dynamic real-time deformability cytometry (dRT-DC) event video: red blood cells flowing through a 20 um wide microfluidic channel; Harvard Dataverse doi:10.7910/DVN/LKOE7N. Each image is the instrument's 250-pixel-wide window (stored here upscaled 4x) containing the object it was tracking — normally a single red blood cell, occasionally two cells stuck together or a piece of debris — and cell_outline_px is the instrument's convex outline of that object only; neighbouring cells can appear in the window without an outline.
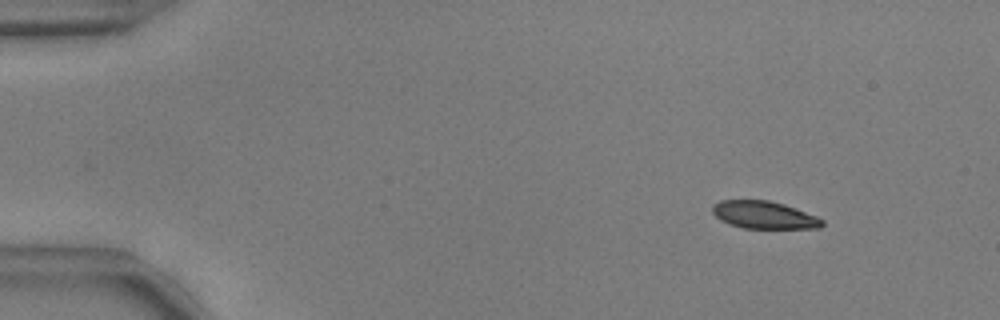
{"species": "common noctule bat (a hibernating species)", "species_latin": "Nyctalus noctula", "temperature_condition": "warm", "stored_images_in_passage": 54, "camera_frame_rate_fps": 3000, "um_per_image_px": 0.085, "animal": {"sex": "male", "body_mass_g": 17.9, "forearm_length_mm": 54.2}, "frame": {"image": 1, "passage_image": 6, "time_ms": 1.667, "image_size_px": [1000, 320], "cell_outline_px": [[824, 224], [820, 228], [744, 228], [720, 220], [712, 212], [712, 204], [720, 200], [768, 200], [784, 204], [816, 216], [824, 220]], "centroid_in_image_um": [64.94, 18.26], "position_along_channel_um": 20.1, "area_um2": 17.51}}
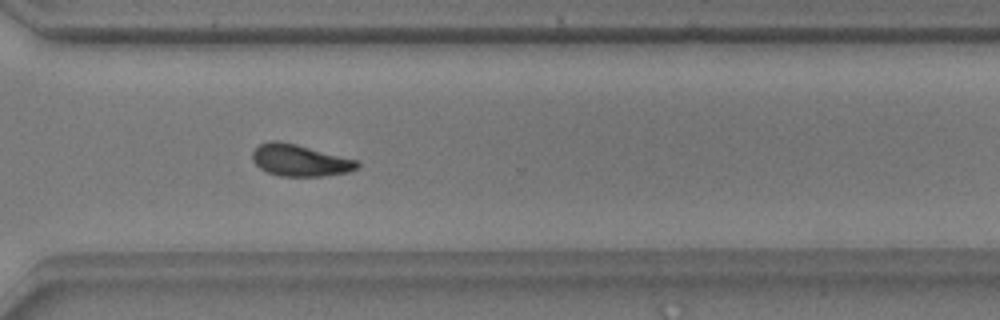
{"frame": {"image": 2, "passage_image": 40, "time_ms": 13.0, "image_size_px": [1000, 320], "cell_outline_px": [[360, 164], [356, 168], [348, 172], [324, 176], [280, 176], [268, 172], [260, 168], [252, 160], [252, 152], [260, 144], [272, 140], [280, 140], [360, 160]], "centroid_in_image_um": [25.51, 13.62], "position_along_channel_um": 345.1, "area_um2": 19.48}}
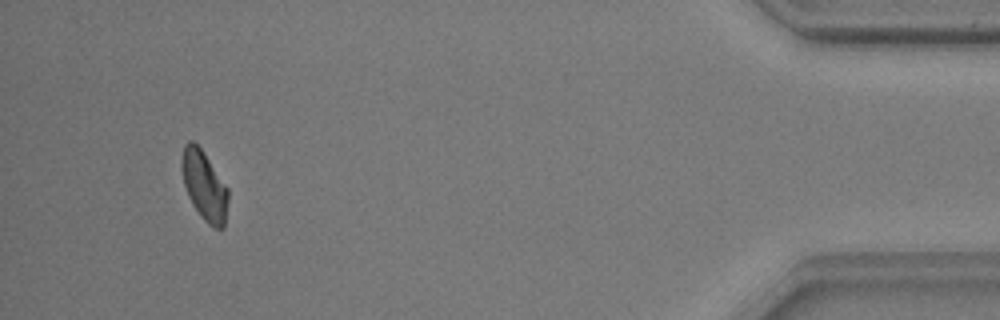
{"frame": {"image": 3, "passage_image": 51, "time_ms": 16.667, "image_size_px": [1000, 320], "cell_outline_px": [[228, 200], [224, 228], [216, 228], [208, 224], [200, 216], [192, 204], [188, 196], [184, 184], [180, 164], [180, 160], [184, 144], [188, 140], [192, 140], [200, 148], [228, 188]], "centroid_in_image_um": [17.34, 15.78], "position_along_channel_um": 417.9, "area_um2": 18.73}, "authors_computed_cell_mechanics": {"area_um2": 19.1029, "velocity_mm_per_s": 3.7363, "shape_relaxation_time_tau1_ms": 4.7334, "shape_relaxation_time_tau2_ms": 3.1402, "deformation_change_tau1": 0.1145, "deformation_change_tau2": 0.0788}}